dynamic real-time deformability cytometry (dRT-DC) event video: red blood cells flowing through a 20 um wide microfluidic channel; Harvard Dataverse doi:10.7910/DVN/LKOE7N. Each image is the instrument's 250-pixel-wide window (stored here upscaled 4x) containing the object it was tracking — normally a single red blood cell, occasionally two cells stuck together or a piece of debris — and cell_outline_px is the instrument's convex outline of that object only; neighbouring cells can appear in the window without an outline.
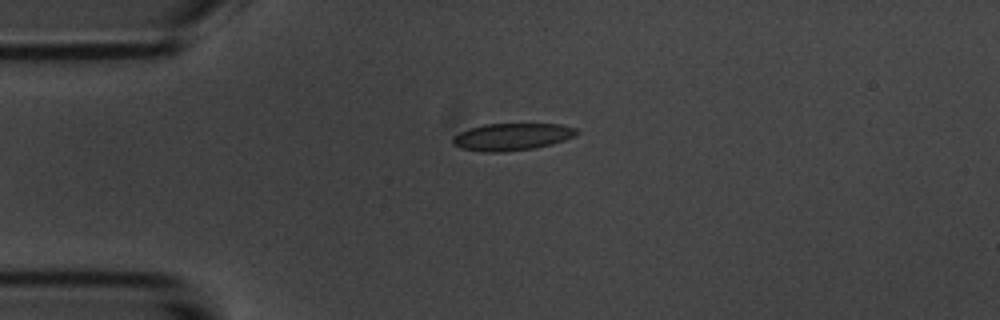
{"species": "common noctule bat (a hibernating species)", "species_latin": "Nyctalus noctula", "temperature_condition": "room temperature", "stored_images_in_passage": 3, "camera_frame_rate_fps": 3000, "um_per_image_px": 0.085, "animal": {"sex": "male", "body_mass_g": 20.1, "forearm_length_mm": 53.5}, "frame": {"image": 1, "passage_image": 3, "time_ms": 3.333, "image_size_px": [1000, 320], "cell_outline_px": [[580, 132], [564, 140], [552, 144], [536, 148], [504, 152], [484, 152], [460, 148], [452, 144], [452, 136], [460, 132], [484, 124], [560, 124], [576, 128]], "centroid_in_image_um": [43.5, 11.63], "position_along_channel_um": 41.5, "area_um2": 19.65}}